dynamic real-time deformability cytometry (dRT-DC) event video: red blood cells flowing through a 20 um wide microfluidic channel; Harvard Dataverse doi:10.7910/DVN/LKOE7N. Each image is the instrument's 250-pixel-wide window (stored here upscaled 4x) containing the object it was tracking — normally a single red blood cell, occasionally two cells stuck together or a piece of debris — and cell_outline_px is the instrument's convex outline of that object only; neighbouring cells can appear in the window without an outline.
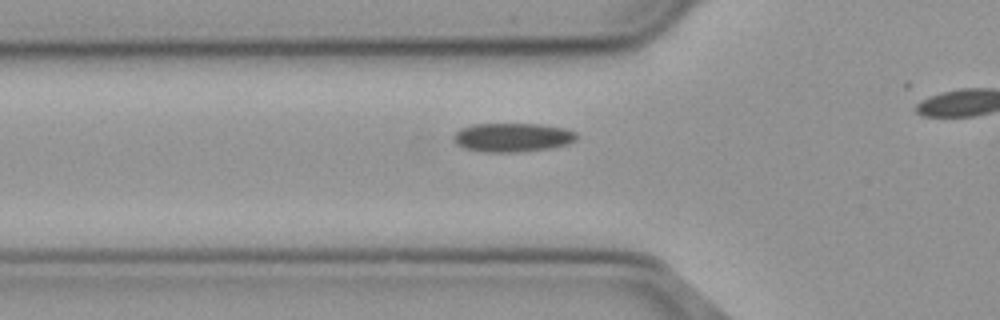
{"species": "common noctule bat (a hibernating species)", "species_latin": "Nyctalus noctula", "temperature_condition": "cold", "stored_images_in_passage": 12, "camera_frame_rate_fps": 3000, "um_per_image_px": 0.085, "animal": {"sex": "male", "body_mass_g": 23.1, "forearm_length_mm": 52.7}, "frame": {"image": 1, "passage_image": 7, "time_ms": 2.0, "image_size_px": [1000, 320], "cell_outline_px": [[576, 140], [568, 144], [548, 148], [516, 152], [484, 152], [464, 148], [456, 144], [452, 140], [452, 136], [460, 128], [472, 124], [540, 124], [568, 128], [576, 132]], "centroid_in_image_um": [43.54, 11.67], "position_along_channel_um": 82.3, "area_um2": 20.87}}
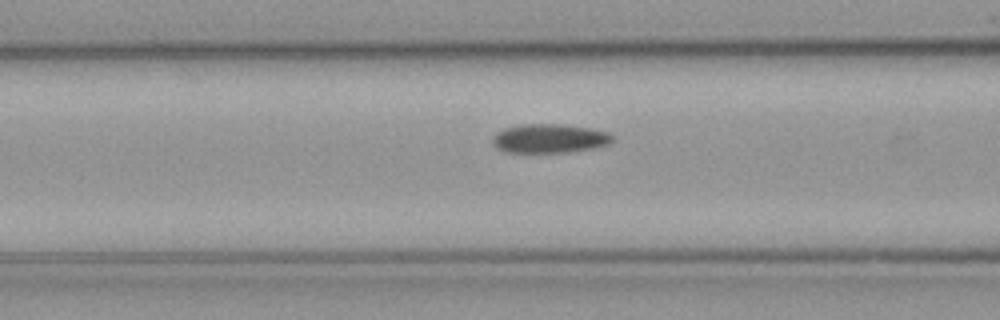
{"frame": {"image": 2, "passage_image": 10, "time_ms": 3.0, "image_size_px": [1000, 320], "cell_outline_px": [[612, 140], [608, 144], [596, 148], [572, 152], [508, 152], [496, 148], [492, 144], [492, 136], [496, 132], [504, 128], [520, 124], [560, 124], [588, 128], [608, 132], [612, 136]], "centroid_in_image_um": [46.67, 11.77], "position_along_channel_um": 119.9, "area_um2": 20.35}}